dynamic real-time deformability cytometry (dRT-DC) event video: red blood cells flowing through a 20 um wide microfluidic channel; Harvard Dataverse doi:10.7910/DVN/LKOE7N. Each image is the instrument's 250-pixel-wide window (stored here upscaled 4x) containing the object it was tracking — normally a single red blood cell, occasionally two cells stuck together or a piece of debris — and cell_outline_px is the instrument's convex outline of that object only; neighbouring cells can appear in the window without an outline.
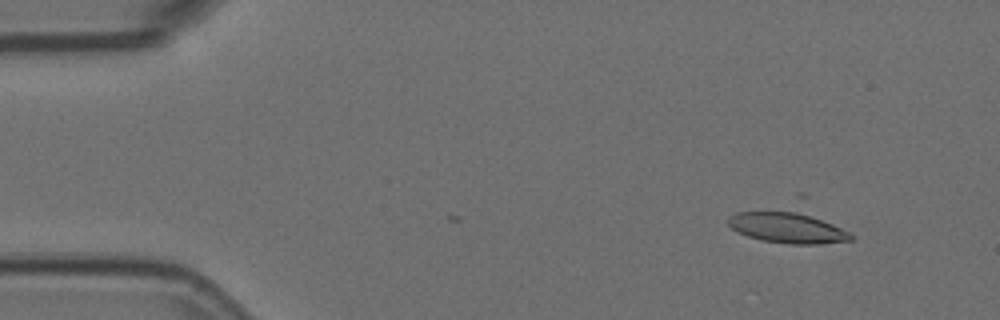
{"species": "Egyptian fruit bat (a non-hibernating species)", "species_latin": "Rousettus aegyptiacus", "temperature_condition": "room temperature", "stored_images_in_passage": 4, "camera_frame_rate_fps": 3000, "um_per_image_px": 0.085, "animal": {"sex": "female"}, "frame": {"image": 1, "passage_image": 2, "time_ms": 0.333, "image_size_px": [1000, 320], "cell_outline_px": [[852, 240], [816, 244], [788, 244], [764, 240], [748, 236], [736, 232], [728, 224], [728, 216], [736, 212], [800, 192], [804, 192], [848, 232], [852, 236]], "centroid_in_image_um": [67.08, 18.88], "position_along_channel_um": 17.9, "area_um2": 29.77}}